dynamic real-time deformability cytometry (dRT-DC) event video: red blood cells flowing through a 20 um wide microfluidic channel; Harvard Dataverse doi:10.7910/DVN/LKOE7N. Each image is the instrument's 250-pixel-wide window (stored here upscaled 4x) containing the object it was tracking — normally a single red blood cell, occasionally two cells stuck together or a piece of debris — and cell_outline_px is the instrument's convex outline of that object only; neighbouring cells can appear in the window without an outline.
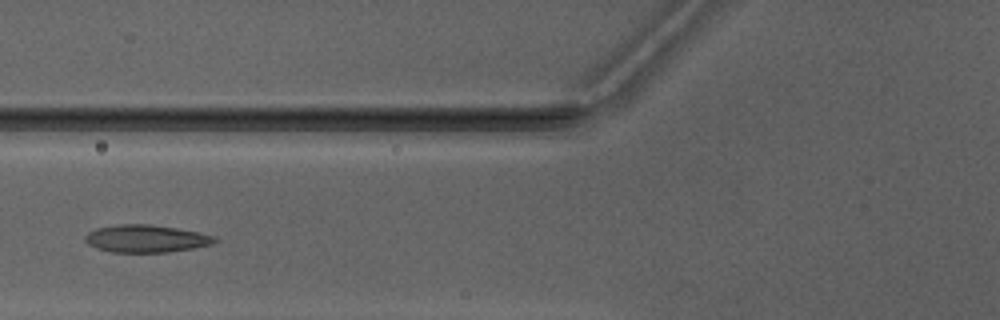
{"species": "Egyptian fruit bat (a non-hibernating species)", "species_latin": "Rousettus aegyptiacus", "temperature_condition": "warm", "stored_images_in_passage": 5, "camera_frame_rate_fps": 3000, "um_per_image_px": 0.085, "animal": {"sex": "male"}, "frame": {"image": 1, "passage_image": 4, "time_ms": 4.667, "image_size_px": [1000, 320], "cell_outline_px": [[220, 240], [212, 244], [192, 248], [168, 252], [112, 252], [96, 248], [88, 244], [84, 240], [84, 236], [88, 232], [96, 228], [120, 224], [148, 224], [176, 228], [216, 236]], "centroid_in_image_um": [12.4, 20.28], "position_along_channel_um": 113.4, "area_um2": 20.75}}
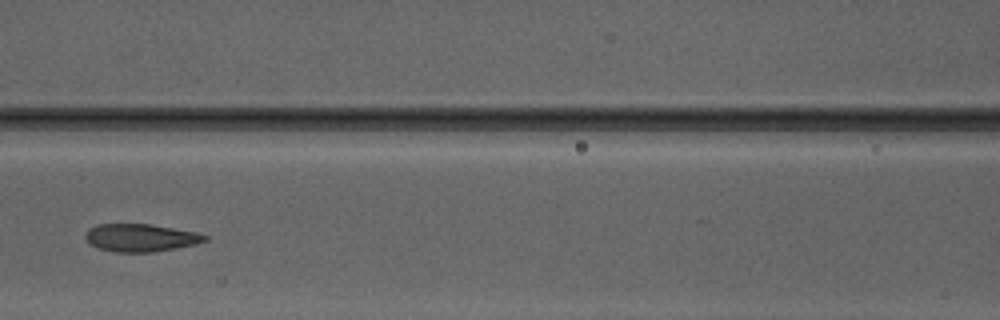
{"frame": {"image": 2, "passage_image": 5, "time_ms": 5.667, "image_size_px": [1000, 320], "cell_outline_px": [[208, 240], [196, 244], [176, 248], [152, 252], [112, 252], [96, 248], [88, 244], [84, 236], [88, 228], [96, 224], [152, 224], [196, 232], [208, 236]], "centroid_in_image_um": [11.91, 20.21], "position_along_channel_um": 154.7, "area_um2": 19.59}}